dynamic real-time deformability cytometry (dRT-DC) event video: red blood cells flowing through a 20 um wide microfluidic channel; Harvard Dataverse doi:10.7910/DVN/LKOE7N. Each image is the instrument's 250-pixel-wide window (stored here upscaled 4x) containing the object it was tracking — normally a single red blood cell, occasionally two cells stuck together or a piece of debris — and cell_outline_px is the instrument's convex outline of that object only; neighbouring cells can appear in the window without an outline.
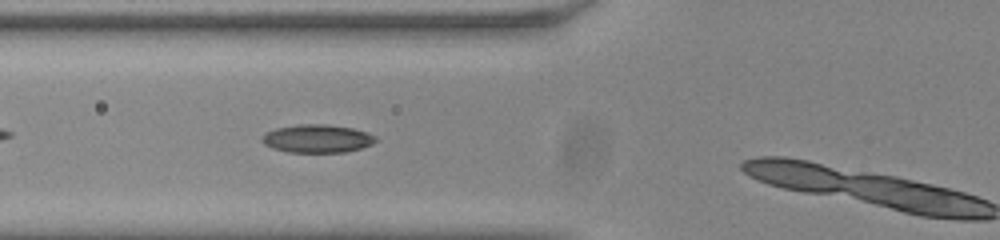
{"species": "common noctule bat (a hibernating species)", "species_latin": "Nyctalus noctula", "temperature_condition": "room temperature", "stored_images_in_passage": 10, "camera_frame_rate_fps": 3000, "um_per_image_px": 0.085, "animal": {"sex": "male", "body_mass_g": 20.0, "forearm_length_mm": 53.3}, "frame": {"image": 1, "passage_image": 6, "time_ms": 1.667, "image_size_px": [1000, 240], "cell_outline_px": [[380, 140], [372, 144], [360, 148], [344, 152], [288, 152], [272, 148], [264, 144], [260, 140], [268, 132], [276, 128], [300, 124], [324, 124], [352, 128], [368, 132], [376, 136]], "centroid_in_image_um": [27.0, 11.78], "position_along_channel_um": 98.8, "area_um2": 18.61}}
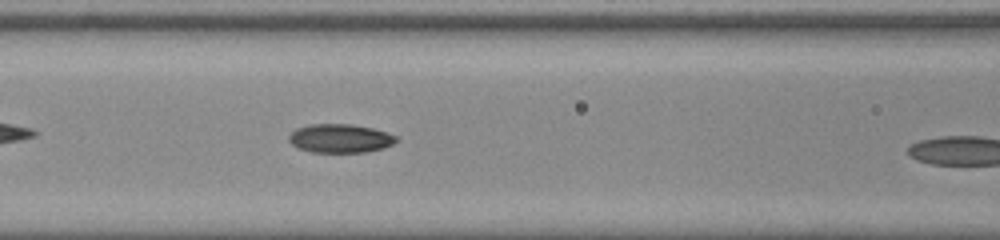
{"frame": {"image": 2, "passage_image": 9, "time_ms": 2.667, "image_size_px": [1000, 240], "cell_outline_px": [[400, 140], [392, 144], [380, 148], [364, 152], [312, 152], [300, 148], [292, 144], [288, 140], [288, 136], [296, 128], [308, 124], [352, 124], [372, 128], [388, 132], [396, 136]], "centroid_in_image_um": [28.91, 11.75], "position_along_channel_um": 137.7, "area_um2": 17.92}}